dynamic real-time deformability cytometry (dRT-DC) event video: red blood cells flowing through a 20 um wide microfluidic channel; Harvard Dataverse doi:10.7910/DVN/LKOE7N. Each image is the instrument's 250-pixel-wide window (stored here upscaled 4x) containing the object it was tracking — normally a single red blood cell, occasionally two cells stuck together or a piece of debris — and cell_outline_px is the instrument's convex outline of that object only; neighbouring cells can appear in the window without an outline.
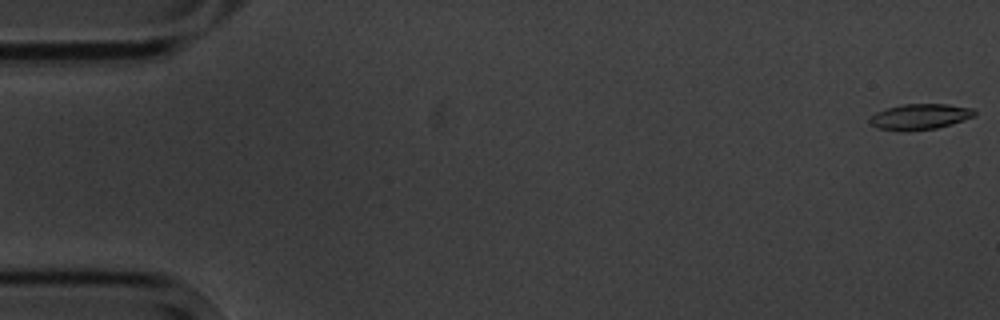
{"species": "common noctule bat (a hibernating species)", "species_latin": "Nyctalus noctula", "temperature_condition": "cold", "stored_images_in_passage": 7, "camera_frame_rate_fps": 3000, "um_per_image_px": 0.085, "animal": {"sex": "male", "body_mass_g": 20.1, "forearm_length_mm": 53.5}, "frame": {"image": 1, "passage_image": 1, "time_ms": 0.0, "image_size_px": [1000, 320], "cell_outline_px": [[976, 116], [964, 120], [936, 128], [908, 132], [900, 132], [876, 128], [868, 124], [868, 120], [876, 112], [888, 108], [904, 104], [948, 104], [972, 108], [976, 112]], "centroid_in_image_um": [78.16, 9.94], "position_along_channel_um": 6.8, "area_um2": 15.95}}
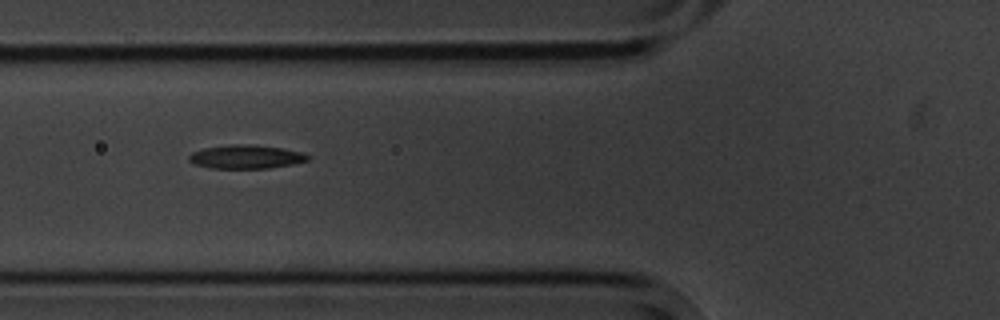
{"frame": {"image": 2, "passage_image": 6, "time_ms": 6.667, "image_size_px": [1000, 320], "cell_outline_px": [[312, 156], [308, 160], [292, 164], [268, 168], [212, 168], [192, 164], [188, 160], [188, 156], [192, 152], [204, 148], [228, 144], [244, 144], [284, 148], [304, 152]], "centroid_in_image_um": [20.91, 13.32], "position_along_channel_um": 104.9, "area_um2": 16.53}}
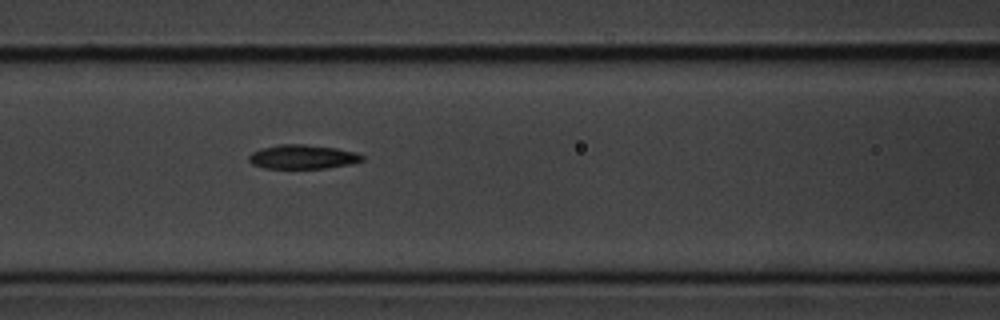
{"frame": {"image": 3, "passage_image": 7, "time_ms": 7.667, "image_size_px": [1000, 320], "cell_outline_px": [[364, 160], [352, 164], [328, 168], [264, 168], [252, 164], [248, 160], [248, 156], [252, 152], [260, 148], [280, 144], [304, 144], [336, 148], [356, 152], [364, 156]], "centroid_in_image_um": [25.73, 13.33], "position_along_channel_um": 140.9, "area_um2": 16.07}}